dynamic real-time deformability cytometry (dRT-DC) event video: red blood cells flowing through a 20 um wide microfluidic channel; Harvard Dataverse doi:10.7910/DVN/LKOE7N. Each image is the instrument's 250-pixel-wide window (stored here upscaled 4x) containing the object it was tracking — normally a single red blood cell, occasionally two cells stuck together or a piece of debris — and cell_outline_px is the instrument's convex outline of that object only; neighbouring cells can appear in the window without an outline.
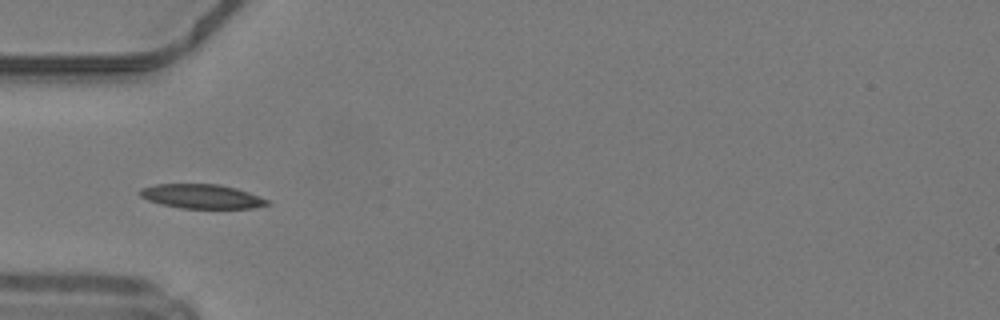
{"species": "common noctule bat (a hibernating species)", "species_latin": "Nyctalus noctula", "temperature_condition": "warm", "stored_images_in_passage": 34, "camera_frame_rate_fps": 3000, "um_per_image_px": 0.085, "animal": {"sex": "male", "body_mass_g": 19.2, "forearm_length_mm": 51.8}, "frame": {"image": 1, "passage_image": 1, "time_ms": 0.0, "image_size_px": [1000, 320], "cell_outline_px": [[272, 204], [252, 208], [180, 208], [160, 204], [148, 200], [140, 196], [136, 192], [140, 188], [156, 184], [220, 184], [236, 188], [248, 192], [268, 200]], "centroid_in_image_um": [17.1, 16.69], "position_along_channel_um": 67.9, "area_um2": 18.09}}
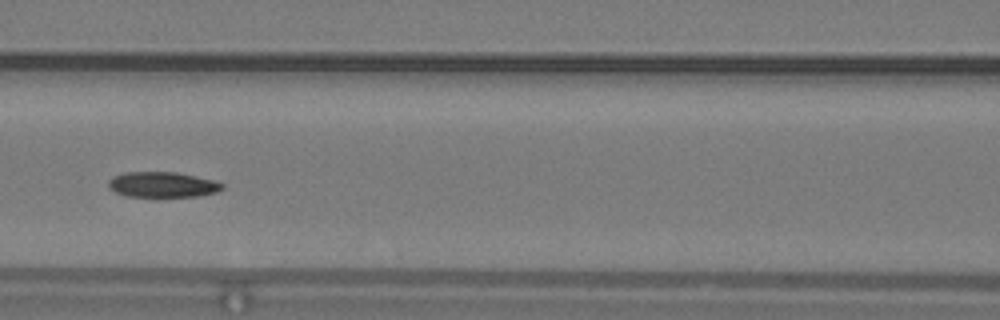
{"frame": {"image": 2, "passage_image": 7, "time_ms": 2.0, "image_size_px": [1000, 320], "cell_outline_px": [[224, 188], [216, 192], [200, 196], [128, 196], [116, 192], [108, 188], [108, 180], [112, 176], [124, 172], [176, 172], [196, 176], [212, 180], [224, 184]], "centroid_in_image_um": [13.79, 15.68], "position_along_channel_um": 152.8, "area_um2": 16.82}}
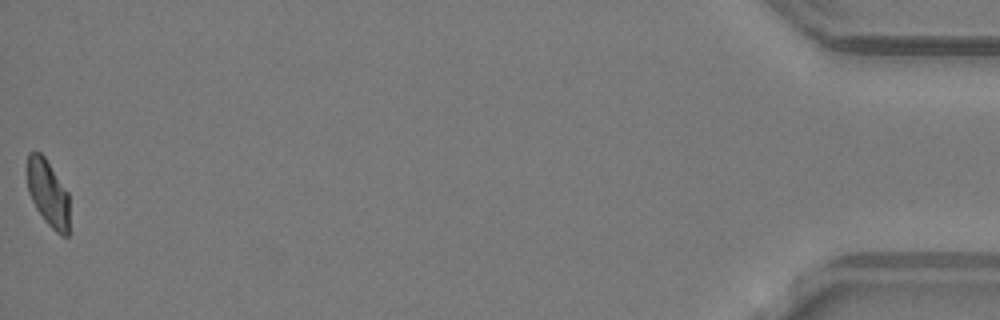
{"frame": {"image": 3, "passage_image": 34, "time_ms": 11.0, "image_size_px": [1000, 320], "cell_outline_px": [[68, 236], [60, 236], [44, 220], [36, 208], [28, 192], [28, 152], [40, 152], [44, 156], [68, 192]], "centroid_in_image_um": [4.08, 16.43], "position_along_channel_um": 431.1, "area_um2": 16.13}, "authors_computed_cell_mechanics": {"area_um2": 17.4845, "velocity_mm_per_s": 4.2116, "shape_relaxation_time_tau1_ms": null, "shape_relaxation_time_tau2_ms": 6.6995, "deformation_change_tau1": null, "deformation_change_tau2": 0.1214}}